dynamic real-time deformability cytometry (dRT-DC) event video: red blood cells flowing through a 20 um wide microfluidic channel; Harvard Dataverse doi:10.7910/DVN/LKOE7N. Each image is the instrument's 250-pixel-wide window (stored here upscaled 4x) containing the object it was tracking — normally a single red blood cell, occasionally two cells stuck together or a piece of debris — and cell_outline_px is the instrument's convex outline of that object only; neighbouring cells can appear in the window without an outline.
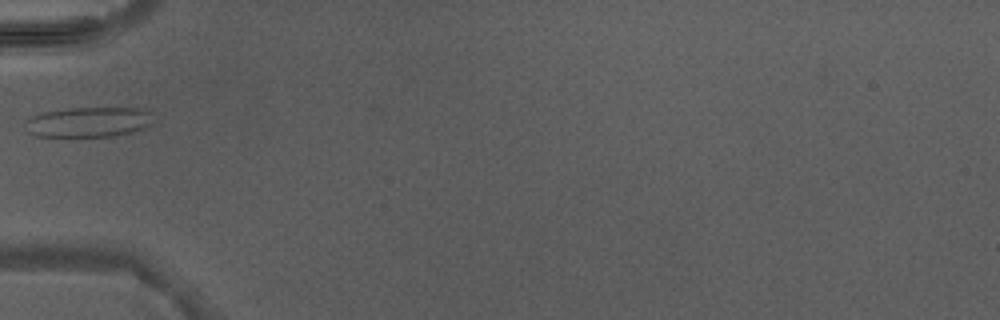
{"species": "Egyptian fruit bat (a non-hibernating species)", "species_latin": "Rousettus aegyptiacus", "temperature_condition": "warm", "stored_images_in_passage": 1, "camera_frame_rate_fps": 3000, "um_per_image_px": 0.085, "animal": {"sex": "male"}, "frame": {"image": 1, "passage_image": 1, "time_ms": 0.0, "image_size_px": [1000, 320], "cell_outline_px": [[152, 124], [132, 132], [112, 136], [36, 136], [28, 132], [28, 120], [32, 116], [44, 112], [68, 108], [144, 108], [152, 112]], "centroid_in_image_um": [7.6, 10.36], "position_along_channel_um": 77.4, "area_um2": 22.25}}